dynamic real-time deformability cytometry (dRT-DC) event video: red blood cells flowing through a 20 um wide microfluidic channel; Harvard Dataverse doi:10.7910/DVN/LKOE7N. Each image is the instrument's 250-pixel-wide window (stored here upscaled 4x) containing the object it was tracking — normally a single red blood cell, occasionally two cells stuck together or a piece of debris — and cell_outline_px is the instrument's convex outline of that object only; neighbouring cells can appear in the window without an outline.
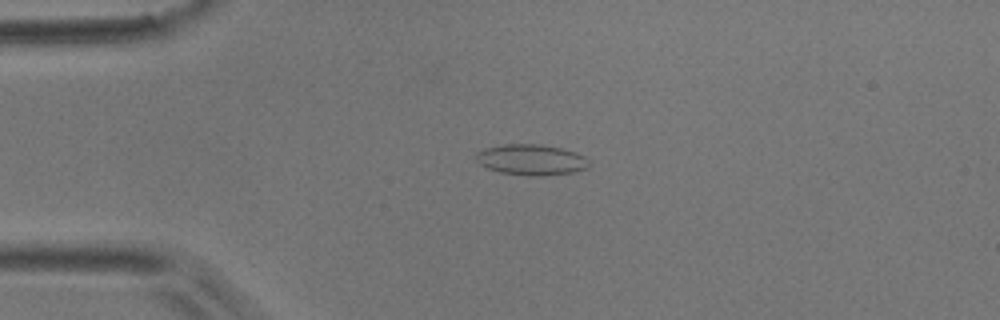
{"species": "common noctule bat (a hibernating species)", "species_latin": "Nyctalus noctula", "temperature_condition": "room temperature", "stored_images_in_passage": 6, "camera_frame_rate_fps": 3000, "um_per_image_px": 0.085, "animal": {"sex": "male", "body_mass_g": 17.9}, "frame": {"image": 1, "passage_image": 4, "time_ms": 3.333, "image_size_px": [1000, 320], "cell_outline_px": [[588, 168], [572, 172], [544, 176], [528, 176], [500, 172], [488, 168], [480, 164], [476, 160], [476, 152], [484, 148], [504, 144], [536, 144], [560, 148], [576, 152], [584, 156], [588, 160]], "centroid_in_image_um": [45.14, 13.58], "position_along_channel_um": 39.9, "area_um2": 20.23}}
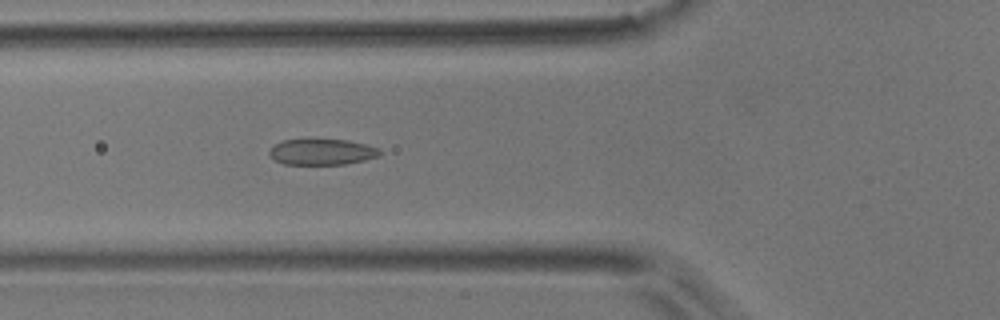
{"frame": {"image": 2, "passage_image": 6, "time_ms": 5.667, "image_size_px": [1000, 320], "cell_outline_px": [[384, 152], [380, 156], [364, 160], [344, 164], [284, 164], [268, 156], [268, 152], [272, 144], [284, 140], [308, 136], [348, 140], [380, 148]], "centroid_in_image_um": [27.33, 12.85], "position_along_channel_um": 98.5, "area_um2": 17.69}}